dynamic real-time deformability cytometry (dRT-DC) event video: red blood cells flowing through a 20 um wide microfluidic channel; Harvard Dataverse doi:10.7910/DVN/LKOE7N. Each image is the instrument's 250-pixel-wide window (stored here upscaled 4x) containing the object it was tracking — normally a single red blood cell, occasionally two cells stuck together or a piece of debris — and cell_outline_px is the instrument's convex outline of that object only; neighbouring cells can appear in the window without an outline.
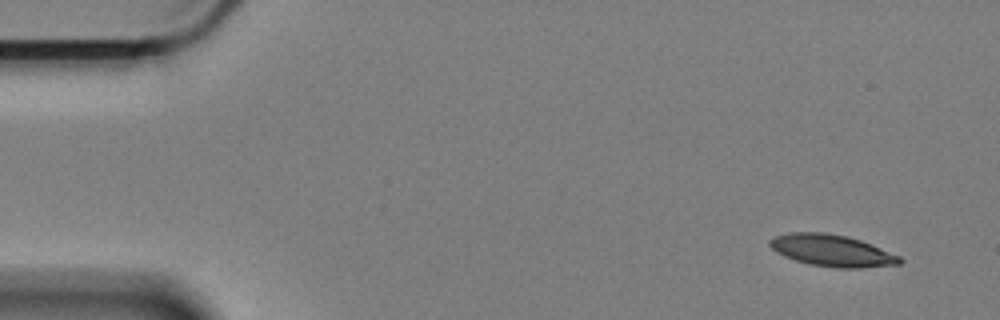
{"species": "Egyptian fruit bat (a non-hibernating species)", "species_latin": "Rousettus aegyptiacus", "temperature_condition": "cold", "stored_images_in_passage": 56, "camera_frame_rate_fps": 3000, "um_per_image_px": 0.085, "animal": {"sex": "female"}, "frame": {"image": 1, "passage_image": 1, "time_ms": 0.0, "image_size_px": [1000, 320], "cell_outline_px": [[904, 260], [900, 264], [860, 268], [836, 268], [812, 264], [796, 260], [784, 256], [776, 252], [768, 244], [768, 240], [776, 236], [788, 232], [824, 232], [844, 236], [860, 240], [900, 256]], "centroid_in_image_um": [70.7, 21.29], "position_along_channel_um": 14.3, "area_um2": 23.87}}
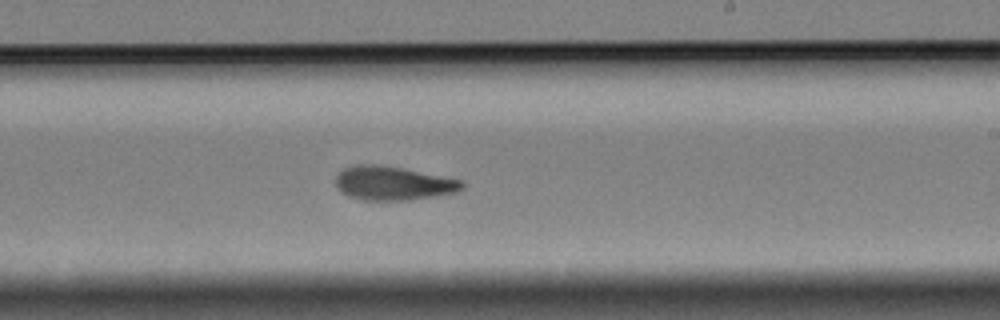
{"frame": {"image": 2, "passage_image": 32, "time_ms": 10.333, "image_size_px": [1000, 320], "cell_outline_px": [[464, 188], [456, 192], [408, 200], [364, 200], [348, 196], [340, 192], [336, 188], [336, 176], [344, 168], [356, 164], [380, 164], [404, 168], [464, 180]], "centroid_in_image_um": [33.4, 15.56], "position_along_channel_um": 255.6, "area_um2": 25.14}}
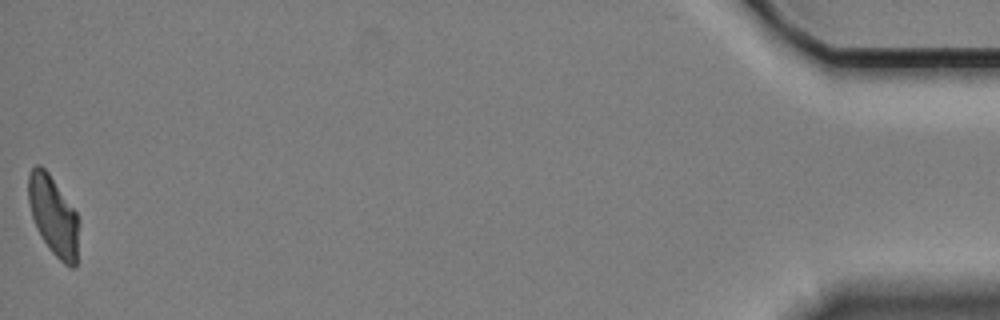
{"frame": {"image": 3, "passage_image": 56, "time_ms": 18.333, "image_size_px": [1000, 320], "cell_outline_px": [[76, 268], [72, 268], [64, 264], [48, 248], [36, 228], [32, 216], [28, 200], [28, 172], [36, 164], [40, 164], [48, 172], [76, 212]], "centroid_in_image_um": [4.48, 18.3], "position_along_channel_um": 430.7, "area_um2": 22.77}, "authors_computed_cell_mechanics": {"area_um2": 24.5939, "velocity_mm_per_s": 3.3703, "shape_relaxation_time_tau1_ms": 6.9714, "shape_relaxation_time_tau2_ms": 3.1466, "deformation_change_tau1": 0.1844, "deformation_change_tau2": 0.0989}}